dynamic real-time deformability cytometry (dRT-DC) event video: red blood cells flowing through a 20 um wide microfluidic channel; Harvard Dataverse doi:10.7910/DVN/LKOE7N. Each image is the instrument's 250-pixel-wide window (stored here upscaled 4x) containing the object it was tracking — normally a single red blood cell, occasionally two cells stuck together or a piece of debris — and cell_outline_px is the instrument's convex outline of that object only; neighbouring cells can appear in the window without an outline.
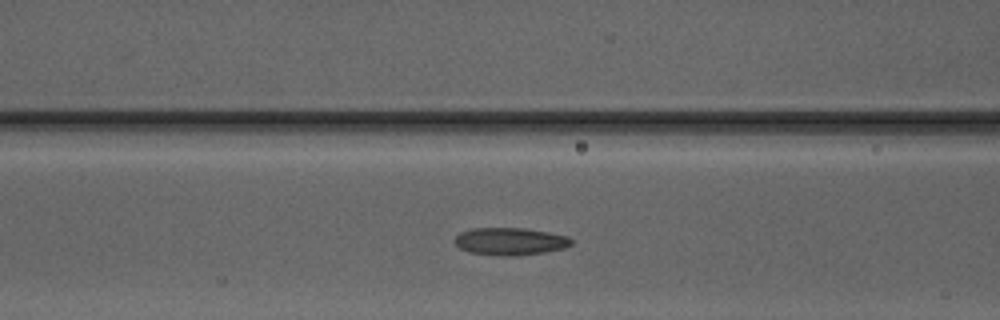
{"species": "Egyptian fruit bat (a non-hibernating species)", "species_latin": "Rousettus aegyptiacus", "temperature_condition": "warm", "stored_images_in_passage": 38, "camera_frame_rate_fps": 3000, "um_per_image_px": 0.085, "animal": {"sex": "male"}, "frame": {"image": 1, "passage_image": 15, "time_ms": 4.667, "image_size_px": [1000, 320], "cell_outline_px": [[572, 244], [564, 248], [544, 252], [516, 256], [496, 256], [468, 252], [460, 248], [452, 240], [460, 232], [472, 228], [524, 228], [568, 236], [572, 240]], "centroid_in_image_um": [43.32, 20.52], "position_along_channel_um": 123.3, "area_um2": 18.79}}
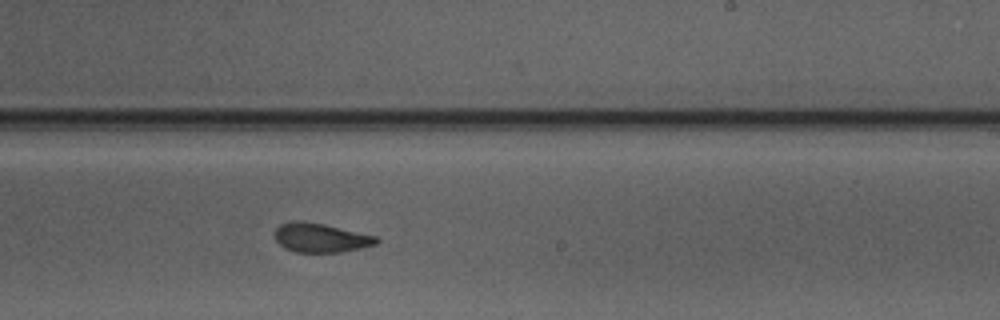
{"frame": {"image": 2, "passage_image": 25, "time_ms": 8.0, "image_size_px": [1000, 320], "cell_outline_px": [[380, 240], [376, 244], [360, 248], [340, 252], [296, 252], [284, 248], [276, 240], [276, 228], [280, 224], [292, 220], [300, 220], [324, 224], [376, 236]], "centroid_in_image_um": [27.24, 20.2], "position_along_channel_um": 261.8, "area_um2": 17.17}}
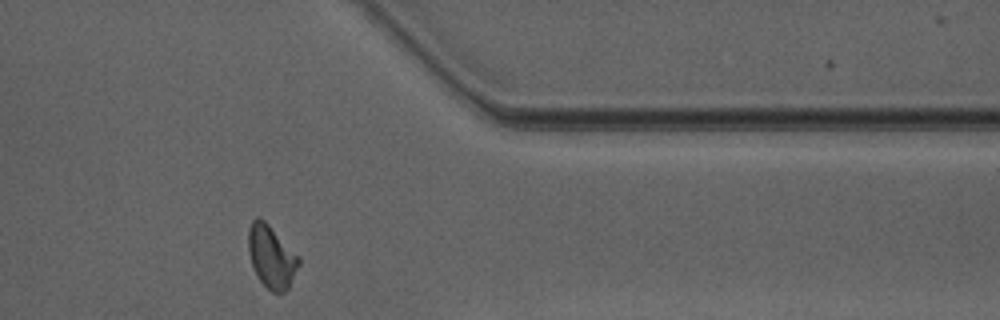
{"frame": {"image": 3, "passage_image": 35, "time_ms": 11.333, "image_size_px": [1000, 320], "cell_outline_px": [[300, 264], [288, 288], [284, 292], [272, 292], [256, 276], [248, 252], [248, 228], [252, 220], [256, 216], [264, 220], [268, 224], [300, 260]], "centroid_in_image_um": [23.03, 21.82], "position_along_channel_um": 388.4, "area_um2": 17.98}, "authors_computed_cell_mechanics": {"area_um2": 17.9469, "velocity_mm_per_s": 4.1687, "shape_relaxation_time_tau1_ms": null, "shape_relaxation_time_tau2_ms": 1.8427, "deformation_change_tau1": null, "deformation_change_tau2": 0.0829}}